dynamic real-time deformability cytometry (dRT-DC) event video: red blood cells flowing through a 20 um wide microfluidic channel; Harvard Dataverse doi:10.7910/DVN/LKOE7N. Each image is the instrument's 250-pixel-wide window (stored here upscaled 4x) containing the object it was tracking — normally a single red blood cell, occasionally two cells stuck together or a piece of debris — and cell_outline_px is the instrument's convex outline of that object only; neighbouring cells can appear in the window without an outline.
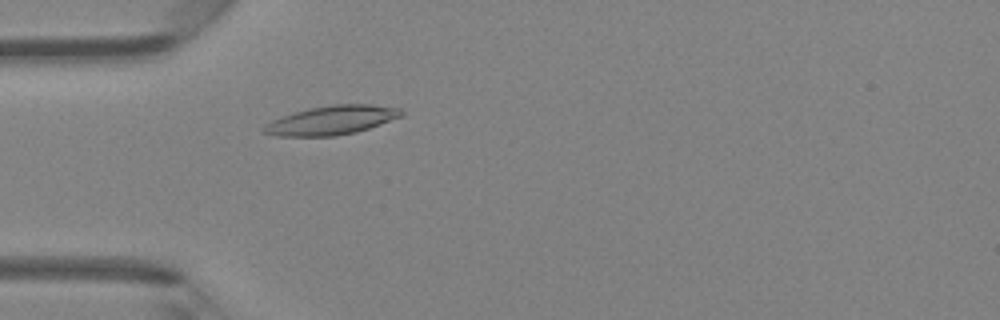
{"species": "Egyptian fruit bat (a non-hibernating species)", "species_latin": "Rousettus aegyptiacus", "temperature_condition": "room temperature", "stored_images_in_passage": 31, "camera_frame_rate_fps": 3000, "um_per_image_px": 0.085, "animal": {"sex": "female"}, "frame": {"image": 1, "passage_image": 2, "time_ms": 0.333, "image_size_px": [1000, 320], "cell_outline_px": [[404, 116], [356, 132], [336, 136], [276, 136], [260, 132], [264, 124], [272, 120], [308, 108], [332, 104], [372, 104], [400, 108], [404, 112]], "centroid_in_image_um": [28.19, 10.22], "position_along_channel_um": 56.8, "area_um2": 23.35}}
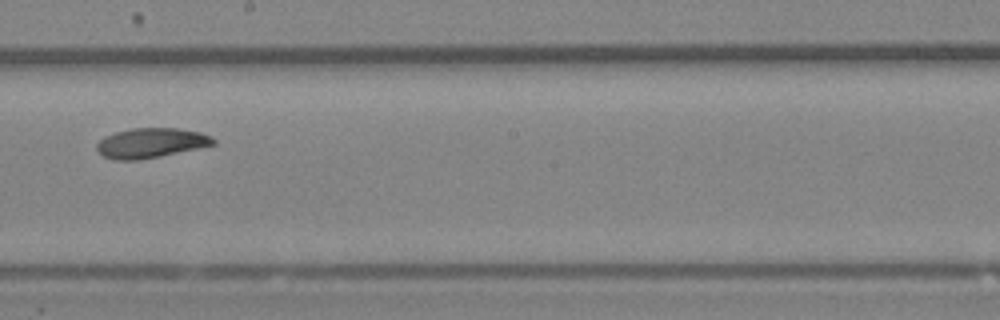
{"frame": {"image": 2, "passage_image": 15, "time_ms": 4.667, "image_size_px": [1000, 320], "cell_outline_px": [[216, 144], [160, 156], [136, 160], [116, 160], [104, 156], [96, 148], [96, 144], [104, 136], [116, 132], [132, 128], [176, 128], [200, 132], [212, 136], [216, 140]], "centroid_in_image_um": [12.84, 12.14], "position_along_channel_um": 235.4, "area_um2": 20.11}}
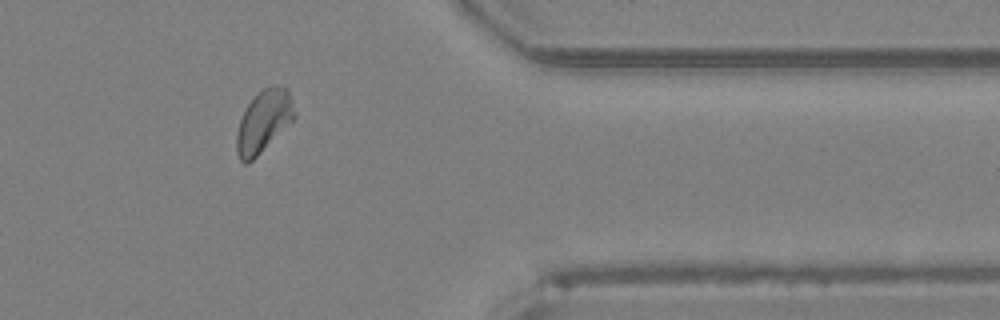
{"frame": {"image": 3, "passage_image": 27, "time_ms": 8.667, "image_size_px": [1000, 320], "cell_outline_px": [[296, 116], [248, 164], [244, 164], [240, 160], [236, 152], [236, 136], [240, 120], [248, 104], [268, 84], [276, 84], [288, 88], [296, 112]], "centroid_in_image_um": [22.41, 10.28], "position_along_channel_um": 389.0, "area_um2": 20.63}, "authors_computed_cell_mechanics": {"area_um2": 20.2878, "velocity_mm_per_s": 4.2633, "shape_relaxation_time_tau1_ms": 8.1578, "shape_relaxation_time_tau2_ms": null, "deformation_change_tau1": 0.1651, "deformation_change_tau2": null}}